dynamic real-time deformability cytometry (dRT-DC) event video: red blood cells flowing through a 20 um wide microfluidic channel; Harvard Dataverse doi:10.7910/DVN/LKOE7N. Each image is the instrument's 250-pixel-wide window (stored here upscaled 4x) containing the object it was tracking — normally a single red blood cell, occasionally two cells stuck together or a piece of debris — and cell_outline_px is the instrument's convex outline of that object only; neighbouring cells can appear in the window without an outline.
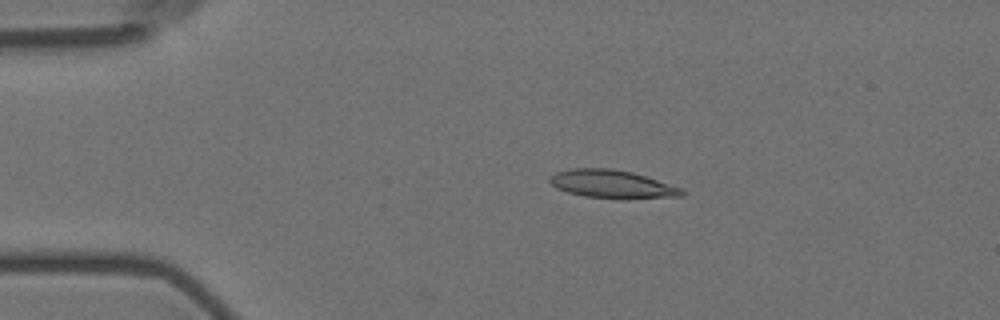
{"species": "Egyptian fruit bat (a non-hibernating species)", "species_latin": "Rousettus aegyptiacus", "temperature_condition": "room temperature", "stored_images_in_passage": 7, "camera_frame_rate_fps": 3000, "um_per_image_px": 0.085, "animal": {"sex": "female"}, "frame": {"image": 1, "passage_image": 3, "time_ms": 3.0, "image_size_px": [1000, 320], "cell_outline_px": [[684, 196], [584, 196], [568, 192], [556, 188], [548, 180], [548, 176], [556, 172], [576, 168], [612, 168], [632, 172], [684, 188]], "centroid_in_image_um": [51.96, 15.59], "position_along_channel_um": 33.0, "area_um2": 20.63}}
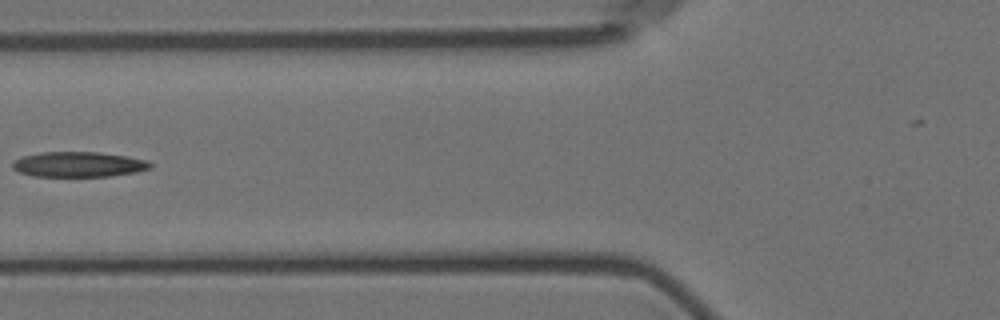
{"frame": {"image": 2, "passage_image": 6, "time_ms": 6.667, "image_size_px": [1000, 320], "cell_outline_px": [[152, 168], [136, 172], [108, 176], [32, 176], [20, 172], [12, 168], [12, 164], [16, 160], [24, 156], [40, 152], [100, 152], [148, 160], [152, 164]], "centroid_in_image_um": [6.7, 13.97], "position_along_channel_um": 119.1, "area_um2": 20.11}}
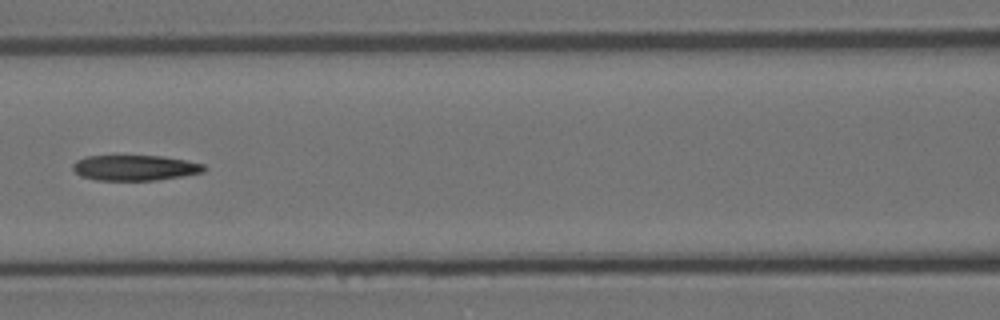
{"frame": {"image": 3, "passage_image": 7, "time_ms": 7.667, "image_size_px": [1000, 320], "cell_outline_px": [[208, 168], [204, 172], [156, 180], [96, 180], [80, 176], [72, 168], [72, 164], [76, 160], [84, 156], [164, 156], [204, 164]], "centroid_in_image_um": [11.45, 14.26], "position_along_channel_um": 155.1, "area_um2": 19.48}}